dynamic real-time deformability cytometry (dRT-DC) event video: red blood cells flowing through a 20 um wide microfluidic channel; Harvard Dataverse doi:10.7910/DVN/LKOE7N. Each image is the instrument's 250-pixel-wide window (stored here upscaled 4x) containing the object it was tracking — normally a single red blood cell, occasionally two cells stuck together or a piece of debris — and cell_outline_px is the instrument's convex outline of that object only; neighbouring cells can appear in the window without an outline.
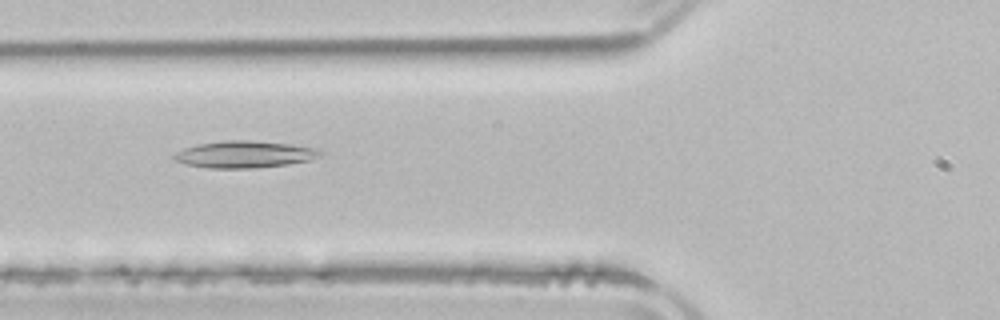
{"species": "common noctule bat (a hibernating species)", "species_latin": "Nyctalus noctula", "temperature_condition": "room temperature", "stored_images_in_passage": 4, "camera_frame_rate_fps": 3000, "um_per_image_px": 0.085, "animal": {"sex": "male", "body_mass_g": 21.5, "forearm_length_mm": 52.0}, "frame": {"image": 1, "passage_image": 2, "time_ms": 1.667, "image_size_px": [1000, 320], "cell_outline_px": [[324, 152], [320, 156], [308, 160], [288, 164], [252, 168], [208, 168], [188, 164], [172, 160], [172, 156], [176, 152], [184, 148], [200, 144], [220, 140], [248, 140], [292, 144], [320, 148]], "centroid_in_image_um": [20.8, 13.11], "position_along_channel_um": 105.0, "area_um2": 23.0}}
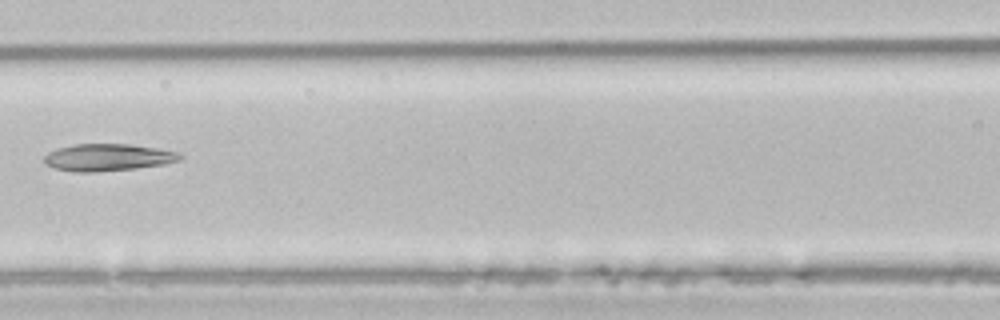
{"frame": {"image": 2, "passage_image": 3, "time_ms": 3.0, "image_size_px": [1000, 320], "cell_outline_px": [[184, 156], [180, 160], [164, 164], [136, 168], [96, 172], [72, 172], [56, 168], [48, 164], [44, 160], [44, 156], [48, 152], [56, 148], [76, 144], [132, 144], [180, 152]], "centroid_in_image_um": [9.2, 13.37], "position_along_channel_um": 157.4, "area_um2": 21.5}}
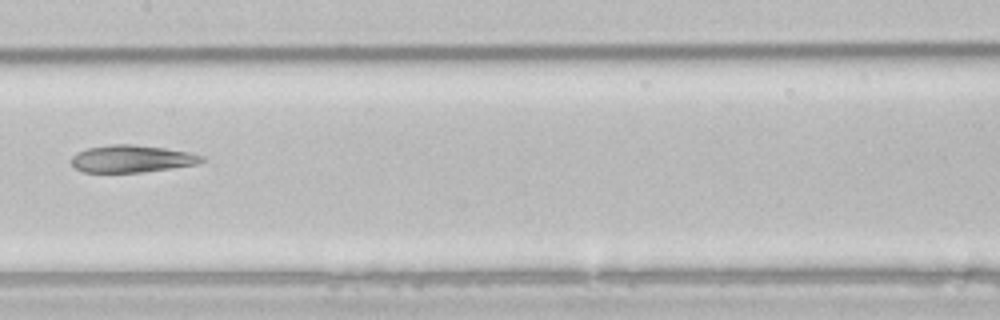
{"frame": {"image": 3, "passage_image": 4, "time_ms": 4.0, "image_size_px": [1000, 320], "cell_outline_px": [[204, 160], [196, 164], [140, 172], [84, 172], [76, 168], [72, 164], [72, 156], [76, 152], [88, 148], [112, 144], [132, 144], [164, 148], [188, 152], [204, 156]], "centroid_in_image_um": [11.17, 13.49], "position_along_channel_um": 196.2, "area_um2": 20.4}}